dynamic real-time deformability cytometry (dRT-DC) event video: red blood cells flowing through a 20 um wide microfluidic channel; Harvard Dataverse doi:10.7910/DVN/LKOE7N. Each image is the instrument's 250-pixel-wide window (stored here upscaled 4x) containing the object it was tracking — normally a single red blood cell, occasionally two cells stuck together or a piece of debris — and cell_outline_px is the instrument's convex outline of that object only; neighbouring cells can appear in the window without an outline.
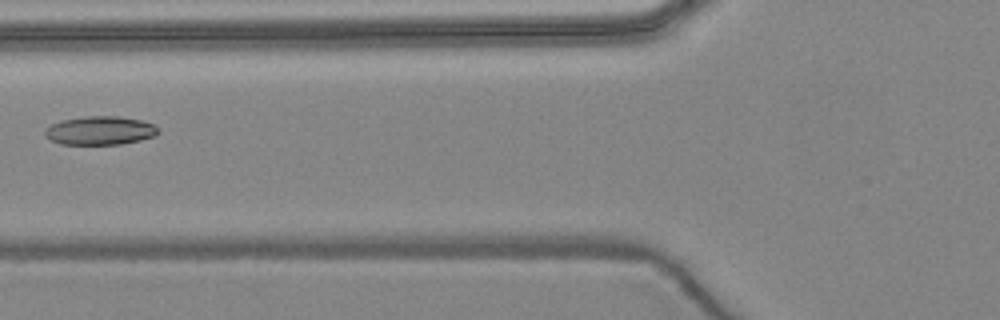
{"species": "common noctule bat (a hibernating species)", "species_latin": "Nyctalus noctula", "temperature_condition": "warm", "stored_images_in_passage": 6, "camera_frame_rate_fps": 3000, "um_per_image_px": 0.085, "animal": {"sex": "female", "body_mass_g": 24.6, "forearm_length_mm": 56.2}, "frame": {"image": 1, "passage_image": 6, "time_ms": 6.667, "image_size_px": [1000, 320], "cell_outline_px": [[160, 132], [156, 136], [140, 140], [120, 144], [60, 144], [44, 136], [44, 132], [52, 124], [64, 120], [84, 116], [120, 116], [140, 120], [152, 124], [160, 128]], "centroid_in_image_um": [8.55, 11.1], "position_along_channel_um": 117.3, "area_um2": 18.84}}